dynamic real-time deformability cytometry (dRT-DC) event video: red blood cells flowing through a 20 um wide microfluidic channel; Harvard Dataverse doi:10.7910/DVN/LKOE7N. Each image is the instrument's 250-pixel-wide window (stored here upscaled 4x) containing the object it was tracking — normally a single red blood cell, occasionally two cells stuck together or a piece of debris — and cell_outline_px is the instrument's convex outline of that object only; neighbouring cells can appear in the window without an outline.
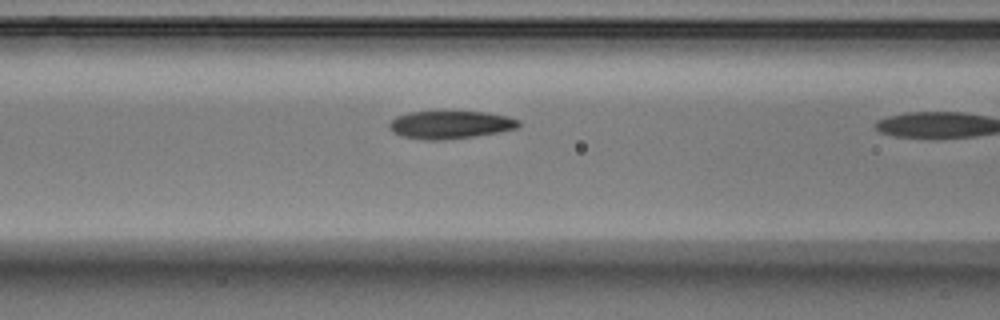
{"species": "Egyptian fruit bat (a non-hibernating species)", "species_latin": "Rousettus aegyptiacus", "temperature_condition": "warm", "stored_images_in_passage": 8, "camera_frame_rate_fps": 3000, "um_per_image_px": 0.085, "animal": {"sex": "male"}, "frame": {"image": 1, "passage_image": 7, "time_ms": 2.0, "image_size_px": [1000, 320], "cell_outline_px": [[520, 124], [516, 128], [500, 132], [472, 136], [440, 140], [424, 140], [404, 136], [392, 132], [388, 128], [388, 124], [396, 116], [408, 112], [484, 112], [508, 116], [520, 120]], "centroid_in_image_um": [38.26, 10.6], "position_along_channel_um": 128.3, "area_um2": 20.87}}